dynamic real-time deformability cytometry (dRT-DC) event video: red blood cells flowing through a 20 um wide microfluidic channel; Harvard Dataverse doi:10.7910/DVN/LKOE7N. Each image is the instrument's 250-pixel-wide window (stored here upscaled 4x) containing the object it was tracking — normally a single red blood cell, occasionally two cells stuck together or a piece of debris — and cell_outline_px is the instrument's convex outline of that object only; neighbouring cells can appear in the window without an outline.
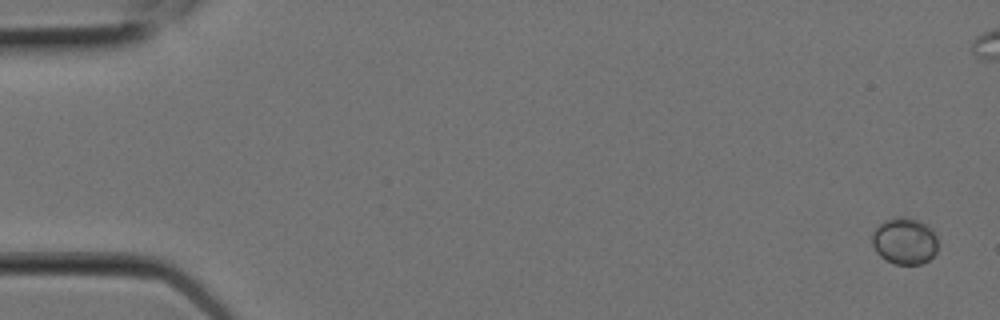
{"species": "Egyptian fruit bat (a non-hibernating species)", "species_latin": "Rousettus aegyptiacus", "temperature_condition": "room temperature", "stored_images_in_passage": 7, "camera_frame_rate_fps": 3000, "um_per_image_px": 0.085, "animal": {"sex": "female"}, "frame": {"image": 1, "passage_image": 1, "time_ms": 0.0, "image_size_px": [1000, 320], "cell_outline_px": [[936, 252], [928, 260], [920, 264], [896, 264], [880, 256], [876, 252], [872, 244], [872, 232], [880, 224], [896, 216], [900, 216], [916, 220], [932, 228], [936, 236]], "centroid_in_image_um": [76.88, 20.49], "position_along_channel_um": 8.1, "area_um2": 17.63}}